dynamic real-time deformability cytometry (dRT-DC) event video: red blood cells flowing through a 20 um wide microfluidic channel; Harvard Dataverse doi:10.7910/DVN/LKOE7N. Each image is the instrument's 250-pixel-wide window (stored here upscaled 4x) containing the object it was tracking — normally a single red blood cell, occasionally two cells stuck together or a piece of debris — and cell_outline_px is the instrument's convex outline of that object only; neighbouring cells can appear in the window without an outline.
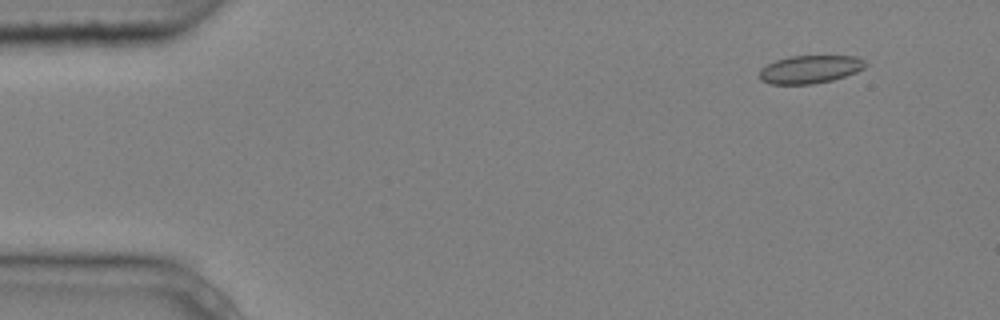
{"species": "common noctule bat (a hibernating species)", "species_latin": "Nyctalus noctula", "temperature_condition": "cold", "stored_images_in_passage": 4, "camera_frame_rate_fps": 3000, "um_per_image_px": 0.085, "animal": {"sex": "male", "body_mass_g": 20.4}, "frame": {"image": 1, "passage_image": 1, "time_ms": 0.0, "image_size_px": [1000, 320], "cell_outline_px": [[868, 64], [864, 68], [856, 72], [832, 80], [812, 84], [768, 84], [760, 80], [760, 68], [776, 60], [792, 56], [856, 56], [864, 60]], "centroid_in_image_um": [68.85, 5.89], "position_along_channel_um": 16.2, "area_um2": 17.28}}
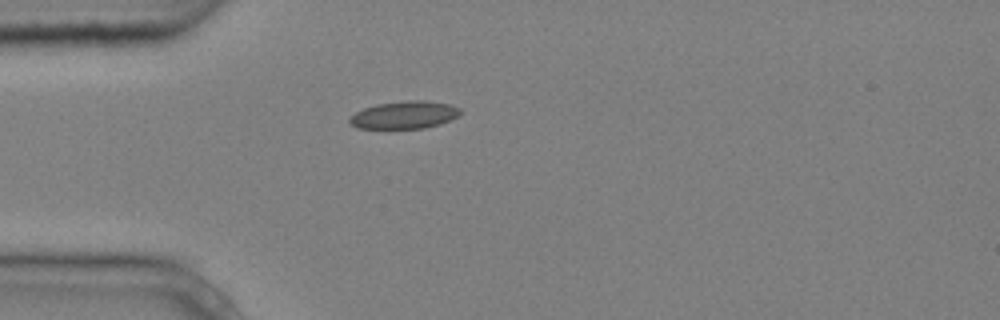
{"frame": {"image": 2, "passage_image": 3, "time_ms": 0.667, "image_size_px": [1000, 320], "cell_outline_px": [[460, 116], [440, 124], [424, 128], [356, 128], [348, 120], [356, 112], [364, 108], [376, 104], [408, 100], [424, 100], [448, 104], [460, 108]], "centroid_in_image_um": [34.39, 9.76], "position_along_channel_um": 50.6, "area_um2": 17.69}}